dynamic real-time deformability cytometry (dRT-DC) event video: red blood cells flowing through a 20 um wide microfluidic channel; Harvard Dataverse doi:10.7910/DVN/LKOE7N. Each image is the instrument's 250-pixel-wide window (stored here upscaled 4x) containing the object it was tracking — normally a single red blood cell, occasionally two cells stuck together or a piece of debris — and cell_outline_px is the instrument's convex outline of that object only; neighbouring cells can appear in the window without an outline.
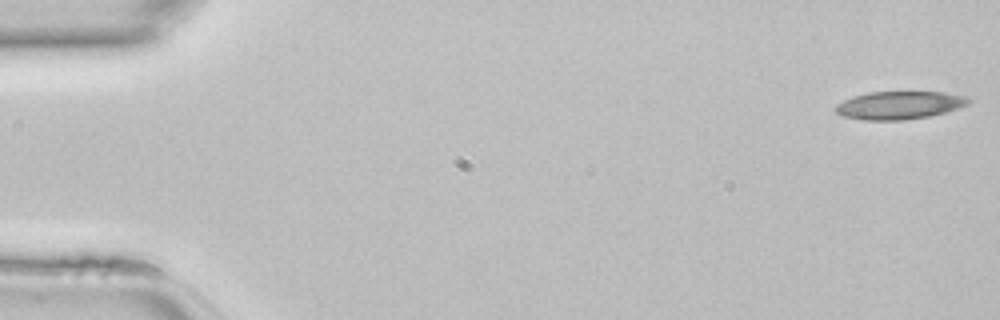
{"species": "common noctule bat (a hibernating species)", "species_latin": "Nyctalus noctula", "temperature_condition": "room temperature", "stored_images_in_passage": 46, "camera_frame_rate_fps": 3000, "um_per_image_px": 0.085, "animal": {"sex": "female", "body_mass_g": 22.7, "forearm_length_mm": 54.2}, "frame": {"image": 1, "passage_image": 1, "time_ms": 0.0, "image_size_px": [1000, 320], "cell_outline_px": [[972, 100], [968, 104], [944, 112], [928, 116], [904, 120], [864, 120], [840, 116], [832, 108], [836, 104], [852, 96], [868, 92], [944, 92], [968, 96]], "centroid_in_image_um": [76.39, 8.94], "position_along_channel_um": 8.6, "area_um2": 21.79}}
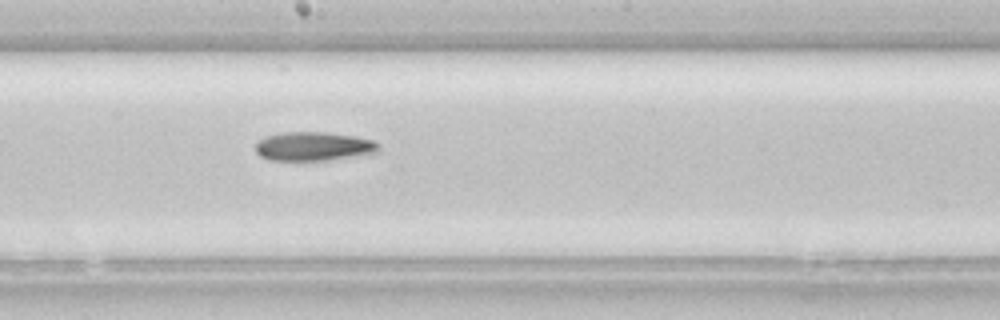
{"frame": {"image": 2, "passage_image": 25, "time_ms": 8.0, "image_size_px": [1000, 320], "cell_outline_px": [[380, 152], [328, 160], [268, 160], [260, 156], [256, 152], [256, 140], [264, 136], [284, 132], [324, 132], [356, 136], [372, 140], [380, 144]], "centroid_in_image_um": [26.64, 12.43], "position_along_channel_um": 221.6, "area_um2": 20.92}}
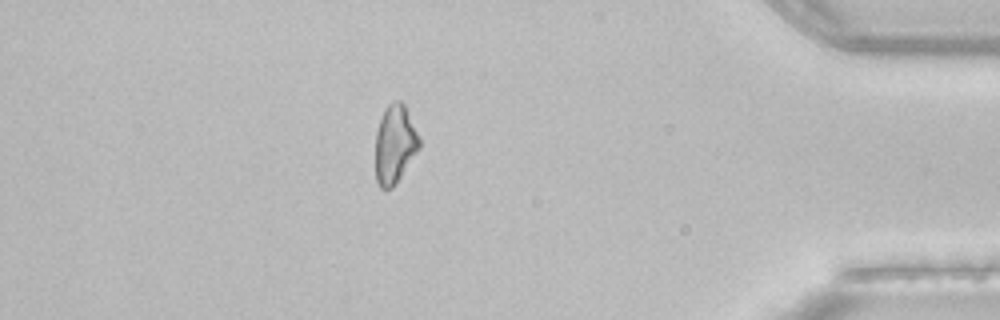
{"frame": {"image": 3, "passage_image": 40, "time_ms": 13.0, "image_size_px": [1000, 320], "cell_outline_px": [[420, 148], [396, 184], [392, 188], [380, 188], [376, 180], [376, 132], [384, 108], [392, 100], [400, 100], [404, 104], [420, 140]], "centroid_in_image_um": [33.55, 12.26], "position_along_channel_um": 401.6, "area_um2": 20.0}}